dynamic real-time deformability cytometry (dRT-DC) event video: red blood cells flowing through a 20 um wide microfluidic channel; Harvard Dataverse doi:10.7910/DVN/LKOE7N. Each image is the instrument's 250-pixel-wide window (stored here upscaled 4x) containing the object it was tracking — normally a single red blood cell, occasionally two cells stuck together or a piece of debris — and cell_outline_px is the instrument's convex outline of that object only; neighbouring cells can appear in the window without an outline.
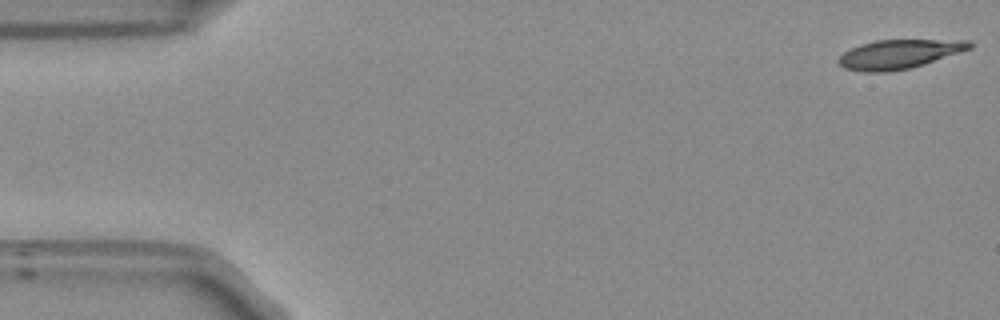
{"species": "Egyptian fruit bat (a non-hibernating species)", "species_latin": "Rousettus aegyptiacus", "temperature_condition": "room temperature", "stored_images_in_passage": 52, "camera_frame_rate_fps": 3000, "um_per_image_px": 0.085, "frame": {"image": 1, "passage_image": 1, "time_ms": 0.0, "image_size_px": [1000, 320], "cell_outline_px": [[972, 48], [924, 64], [908, 68], [888, 72], [864, 72], [844, 68], [836, 60], [844, 52], [860, 44], [876, 40], [972, 40]], "centroid_in_image_um": [76.41, 4.6], "position_along_channel_um": 8.6, "area_um2": 22.08}}
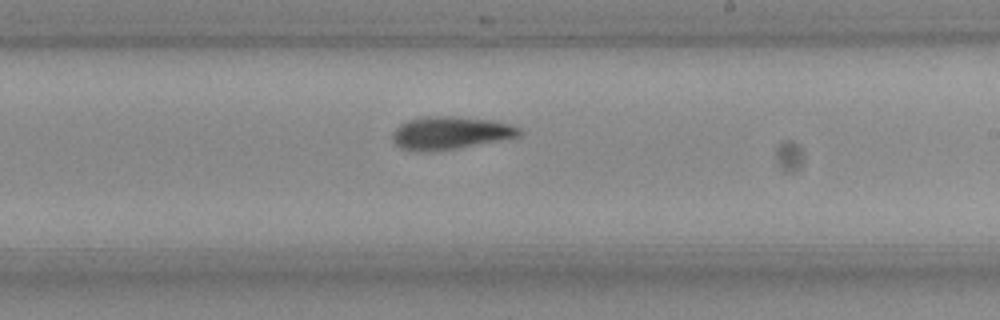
{"frame": {"image": 2, "passage_image": 30, "time_ms": 9.667, "image_size_px": [1000, 320], "cell_outline_px": [[520, 136], [500, 140], [456, 148], [400, 148], [392, 140], [392, 132], [400, 124], [408, 120], [424, 116], [456, 116], [492, 120], [508, 124], [520, 128]], "centroid_in_image_um": [38.3, 11.24], "position_along_channel_um": 250.7, "area_um2": 23.29}}
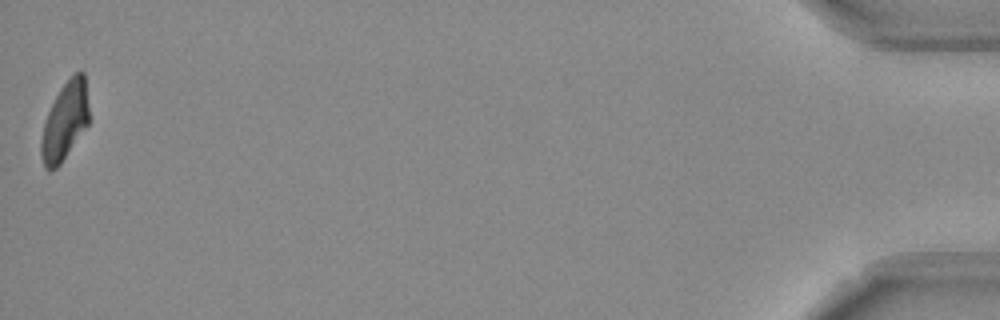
{"frame": {"image": 3, "passage_image": 52, "time_ms": 17.0, "image_size_px": [1000, 320], "cell_outline_px": [[88, 124], [60, 164], [56, 168], [48, 172], [44, 168], [40, 156], [40, 140], [44, 120], [60, 88], [76, 72], [84, 72], [88, 108]], "centroid_in_image_um": [5.47, 10.36], "position_along_channel_um": 429.7, "area_um2": 21.56}, "authors_computed_cell_mechanics": {"area_um2": 23.5535, "velocity_mm_per_s": 3.8259, "shape_relaxation_time_tau1_ms": 5.1197, "shape_relaxation_time_tau2_ms": null, "deformation_change_tau1": 0.166, "deformation_change_tau2": null}}